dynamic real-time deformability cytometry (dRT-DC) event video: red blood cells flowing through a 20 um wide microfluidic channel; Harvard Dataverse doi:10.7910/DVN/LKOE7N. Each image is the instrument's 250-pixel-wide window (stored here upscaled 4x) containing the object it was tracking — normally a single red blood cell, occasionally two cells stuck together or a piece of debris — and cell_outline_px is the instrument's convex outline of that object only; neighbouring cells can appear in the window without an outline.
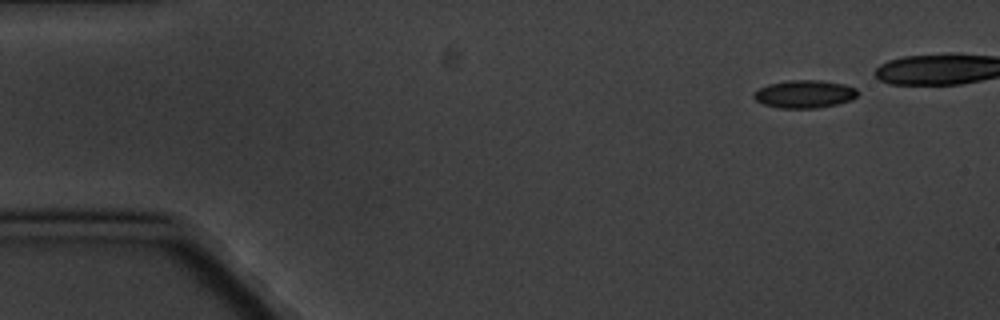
{"species": "common noctule bat (a hibernating species)", "species_latin": "Nyctalus noctula", "temperature_condition": "cold", "stored_images_in_passage": 5, "camera_frame_rate_fps": 3000, "um_per_image_px": 0.085, "animal": {"sex": "male", "body_mass_g": 20.1, "forearm_length_mm": 53.5}, "frame": {"image": 1, "passage_image": 1, "time_ms": 0.0, "image_size_px": [1000, 320], "cell_outline_px": [[856, 96], [852, 100], [836, 104], [816, 108], [780, 108], [764, 104], [756, 100], [752, 96], [752, 92], [768, 84], [788, 80], [820, 80], [844, 84], [856, 88]], "centroid_in_image_um": [68.35, 7.99], "position_along_channel_um": 16.6, "area_um2": 16.82}}